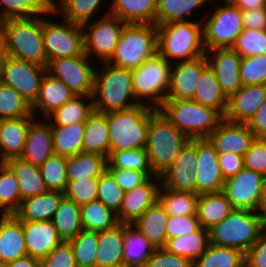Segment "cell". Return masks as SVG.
<instances>
[{
    "label": "cell",
    "instance_id": "db71d44e",
    "mask_svg": "<svg viewBox=\"0 0 266 267\" xmlns=\"http://www.w3.org/2000/svg\"><path fill=\"white\" fill-rule=\"evenodd\" d=\"M123 195V189L115 182L112 174L106 169L98 177L97 200L117 214L123 203Z\"/></svg>",
    "mask_w": 266,
    "mask_h": 267
},
{
    "label": "cell",
    "instance_id": "8fae6325",
    "mask_svg": "<svg viewBox=\"0 0 266 267\" xmlns=\"http://www.w3.org/2000/svg\"><path fill=\"white\" fill-rule=\"evenodd\" d=\"M44 18L42 17V35L47 63L53 59L84 53L82 25L64 19L63 22H55L47 19L46 14Z\"/></svg>",
    "mask_w": 266,
    "mask_h": 267
},
{
    "label": "cell",
    "instance_id": "e7e4bbea",
    "mask_svg": "<svg viewBox=\"0 0 266 267\" xmlns=\"http://www.w3.org/2000/svg\"><path fill=\"white\" fill-rule=\"evenodd\" d=\"M115 179V182L127 192L135 187L144 184L150 177L140 171L125 169H107Z\"/></svg>",
    "mask_w": 266,
    "mask_h": 267
},
{
    "label": "cell",
    "instance_id": "816d5d0a",
    "mask_svg": "<svg viewBox=\"0 0 266 267\" xmlns=\"http://www.w3.org/2000/svg\"><path fill=\"white\" fill-rule=\"evenodd\" d=\"M69 243L77 267H96L97 232L83 229Z\"/></svg>",
    "mask_w": 266,
    "mask_h": 267
},
{
    "label": "cell",
    "instance_id": "a7ac6f4b",
    "mask_svg": "<svg viewBox=\"0 0 266 267\" xmlns=\"http://www.w3.org/2000/svg\"><path fill=\"white\" fill-rule=\"evenodd\" d=\"M244 29L266 30V6L252 10H242Z\"/></svg>",
    "mask_w": 266,
    "mask_h": 267
},
{
    "label": "cell",
    "instance_id": "ba28073f",
    "mask_svg": "<svg viewBox=\"0 0 266 267\" xmlns=\"http://www.w3.org/2000/svg\"><path fill=\"white\" fill-rule=\"evenodd\" d=\"M160 110L189 139L207 138L224 119L217 110L194 100L165 101Z\"/></svg>",
    "mask_w": 266,
    "mask_h": 267
},
{
    "label": "cell",
    "instance_id": "3957f363",
    "mask_svg": "<svg viewBox=\"0 0 266 267\" xmlns=\"http://www.w3.org/2000/svg\"><path fill=\"white\" fill-rule=\"evenodd\" d=\"M156 27L158 54L169 63L205 55L201 20L169 22Z\"/></svg>",
    "mask_w": 266,
    "mask_h": 267
},
{
    "label": "cell",
    "instance_id": "6da1fadb",
    "mask_svg": "<svg viewBox=\"0 0 266 267\" xmlns=\"http://www.w3.org/2000/svg\"><path fill=\"white\" fill-rule=\"evenodd\" d=\"M0 45L5 55L39 66H47L42 16L0 22Z\"/></svg>",
    "mask_w": 266,
    "mask_h": 267
},
{
    "label": "cell",
    "instance_id": "11e5206c",
    "mask_svg": "<svg viewBox=\"0 0 266 267\" xmlns=\"http://www.w3.org/2000/svg\"><path fill=\"white\" fill-rule=\"evenodd\" d=\"M4 164V160L2 159L1 155H0V165Z\"/></svg>",
    "mask_w": 266,
    "mask_h": 267
},
{
    "label": "cell",
    "instance_id": "2644e50d",
    "mask_svg": "<svg viewBox=\"0 0 266 267\" xmlns=\"http://www.w3.org/2000/svg\"><path fill=\"white\" fill-rule=\"evenodd\" d=\"M6 267H40V261L27 255L7 263Z\"/></svg>",
    "mask_w": 266,
    "mask_h": 267
},
{
    "label": "cell",
    "instance_id": "603a6c76",
    "mask_svg": "<svg viewBox=\"0 0 266 267\" xmlns=\"http://www.w3.org/2000/svg\"><path fill=\"white\" fill-rule=\"evenodd\" d=\"M27 255L42 259L62 240L59 238L52 221H22Z\"/></svg>",
    "mask_w": 266,
    "mask_h": 267
},
{
    "label": "cell",
    "instance_id": "7a4b0ae2",
    "mask_svg": "<svg viewBox=\"0 0 266 267\" xmlns=\"http://www.w3.org/2000/svg\"><path fill=\"white\" fill-rule=\"evenodd\" d=\"M103 64L94 74L92 100L95 112L106 114L138 105L131 70L107 62Z\"/></svg>",
    "mask_w": 266,
    "mask_h": 267
},
{
    "label": "cell",
    "instance_id": "c3c4849f",
    "mask_svg": "<svg viewBox=\"0 0 266 267\" xmlns=\"http://www.w3.org/2000/svg\"><path fill=\"white\" fill-rule=\"evenodd\" d=\"M21 205L18 180L5 165H0V215H14Z\"/></svg>",
    "mask_w": 266,
    "mask_h": 267
},
{
    "label": "cell",
    "instance_id": "30bf717a",
    "mask_svg": "<svg viewBox=\"0 0 266 267\" xmlns=\"http://www.w3.org/2000/svg\"><path fill=\"white\" fill-rule=\"evenodd\" d=\"M222 2V5L216 4V10L209 17L205 14L201 18L206 50L232 48L244 30L242 10L231 0Z\"/></svg>",
    "mask_w": 266,
    "mask_h": 267
},
{
    "label": "cell",
    "instance_id": "5b68a950",
    "mask_svg": "<svg viewBox=\"0 0 266 267\" xmlns=\"http://www.w3.org/2000/svg\"><path fill=\"white\" fill-rule=\"evenodd\" d=\"M265 228L258 212L233 208L227 217L209 230L210 243L236 248L245 254Z\"/></svg>",
    "mask_w": 266,
    "mask_h": 267
},
{
    "label": "cell",
    "instance_id": "cb8c5ba5",
    "mask_svg": "<svg viewBox=\"0 0 266 267\" xmlns=\"http://www.w3.org/2000/svg\"><path fill=\"white\" fill-rule=\"evenodd\" d=\"M27 256L22 221L15 215H0V262Z\"/></svg>",
    "mask_w": 266,
    "mask_h": 267
},
{
    "label": "cell",
    "instance_id": "836d02e7",
    "mask_svg": "<svg viewBox=\"0 0 266 267\" xmlns=\"http://www.w3.org/2000/svg\"><path fill=\"white\" fill-rule=\"evenodd\" d=\"M109 151L110 139L107 113L94 112L85 121L82 152L99 154L107 158Z\"/></svg>",
    "mask_w": 266,
    "mask_h": 267
},
{
    "label": "cell",
    "instance_id": "2e32d148",
    "mask_svg": "<svg viewBox=\"0 0 266 267\" xmlns=\"http://www.w3.org/2000/svg\"><path fill=\"white\" fill-rule=\"evenodd\" d=\"M174 63L171 66L166 101L193 100L199 78L209 66L206 55Z\"/></svg>",
    "mask_w": 266,
    "mask_h": 267
},
{
    "label": "cell",
    "instance_id": "f6af8a7d",
    "mask_svg": "<svg viewBox=\"0 0 266 267\" xmlns=\"http://www.w3.org/2000/svg\"><path fill=\"white\" fill-rule=\"evenodd\" d=\"M80 210L84 230L100 232L119 224L117 214L99 200L81 205Z\"/></svg>",
    "mask_w": 266,
    "mask_h": 267
},
{
    "label": "cell",
    "instance_id": "d590c367",
    "mask_svg": "<svg viewBox=\"0 0 266 267\" xmlns=\"http://www.w3.org/2000/svg\"><path fill=\"white\" fill-rule=\"evenodd\" d=\"M193 100L203 106L217 110L224 117L228 106V98L222 92L217 77L210 66L202 72Z\"/></svg>",
    "mask_w": 266,
    "mask_h": 267
},
{
    "label": "cell",
    "instance_id": "753ad0ef",
    "mask_svg": "<svg viewBox=\"0 0 266 267\" xmlns=\"http://www.w3.org/2000/svg\"><path fill=\"white\" fill-rule=\"evenodd\" d=\"M257 212L262 217V220H263L264 225L266 227V180H265L264 188L262 191L261 203H260V206H259Z\"/></svg>",
    "mask_w": 266,
    "mask_h": 267
},
{
    "label": "cell",
    "instance_id": "94428289",
    "mask_svg": "<svg viewBox=\"0 0 266 267\" xmlns=\"http://www.w3.org/2000/svg\"><path fill=\"white\" fill-rule=\"evenodd\" d=\"M244 168L266 176V139L256 138L244 155Z\"/></svg>",
    "mask_w": 266,
    "mask_h": 267
},
{
    "label": "cell",
    "instance_id": "7bdbcfd3",
    "mask_svg": "<svg viewBox=\"0 0 266 267\" xmlns=\"http://www.w3.org/2000/svg\"><path fill=\"white\" fill-rule=\"evenodd\" d=\"M210 1L212 0H158L156 26L169 22L189 21L191 14L197 8L204 7L203 5H207Z\"/></svg>",
    "mask_w": 266,
    "mask_h": 267
},
{
    "label": "cell",
    "instance_id": "2a66077c",
    "mask_svg": "<svg viewBox=\"0 0 266 267\" xmlns=\"http://www.w3.org/2000/svg\"><path fill=\"white\" fill-rule=\"evenodd\" d=\"M0 267H6L5 263L0 262Z\"/></svg>",
    "mask_w": 266,
    "mask_h": 267
},
{
    "label": "cell",
    "instance_id": "7c38bea8",
    "mask_svg": "<svg viewBox=\"0 0 266 267\" xmlns=\"http://www.w3.org/2000/svg\"><path fill=\"white\" fill-rule=\"evenodd\" d=\"M82 25L84 32V52L91 60L95 57L101 60V63L107 62L113 55L122 29L127 24L119 17L105 12L103 17ZM95 55V56H94ZM94 56V59L93 57Z\"/></svg>",
    "mask_w": 266,
    "mask_h": 267
},
{
    "label": "cell",
    "instance_id": "44dd1931",
    "mask_svg": "<svg viewBox=\"0 0 266 267\" xmlns=\"http://www.w3.org/2000/svg\"><path fill=\"white\" fill-rule=\"evenodd\" d=\"M266 101V84L242 86L228 98L224 119L234 123H248Z\"/></svg>",
    "mask_w": 266,
    "mask_h": 267
},
{
    "label": "cell",
    "instance_id": "4fadbf2b",
    "mask_svg": "<svg viewBox=\"0 0 266 267\" xmlns=\"http://www.w3.org/2000/svg\"><path fill=\"white\" fill-rule=\"evenodd\" d=\"M85 54L48 61L46 70L51 76L60 79L75 95L92 97L95 67Z\"/></svg>",
    "mask_w": 266,
    "mask_h": 267
},
{
    "label": "cell",
    "instance_id": "ee69618b",
    "mask_svg": "<svg viewBox=\"0 0 266 267\" xmlns=\"http://www.w3.org/2000/svg\"><path fill=\"white\" fill-rule=\"evenodd\" d=\"M193 267H245V254L236 248L209 243Z\"/></svg>",
    "mask_w": 266,
    "mask_h": 267
},
{
    "label": "cell",
    "instance_id": "003e7915",
    "mask_svg": "<svg viewBox=\"0 0 266 267\" xmlns=\"http://www.w3.org/2000/svg\"><path fill=\"white\" fill-rule=\"evenodd\" d=\"M221 174L225 179L235 176L244 168V156L231 153L218 154Z\"/></svg>",
    "mask_w": 266,
    "mask_h": 267
},
{
    "label": "cell",
    "instance_id": "d6a6232c",
    "mask_svg": "<svg viewBox=\"0 0 266 267\" xmlns=\"http://www.w3.org/2000/svg\"><path fill=\"white\" fill-rule=\"evenodd\" d=\"M232 209L231 202L222 191L198 195L196 214L200 226L204 229L210 230L220 223L231 213Z\"/></svg>",
    "mask_w": 266,
    "mask_h": 267
},
{
    "label": "cell",
    "instance_id": "be15d7a7",
    "mask_svg": "<svg viewBox=\"0 0 266 267\" xmlns=\"http://www.w3.org/2000/svg\"><path fill=\"white\" fill-rule=\"evenodd\" d=\"M197 139H189L181 148L176 160L168 170L193 172L197 164Z\"/></svg>",
    "mask_w": 266,
    "mask_h": 267
},
{
    "label": "cell",
    "instance_id": "89a4df30",
    "mask_svg": "<svg viewBox=\"0 0 266 267\" xmlns=\"http://www.w3.org/2000/svg\"><path fill=\"white\" fill-rule=\"evenodd\" d=\"M247 124L256 138L266 139V101Z\"/></svg>",
    "mask_w": 266,
    "mask_h": 267
},
{
    "label": "cell",
    "instance_id": "680465c9",
    "mask_svg": "<svg viewBox=\"0 0 266 267\" xmlns=\"http://www.w3.org/2000/svg\"><path fill=\"white\" fill-rule=\"evenodd\" d=\"M39 261L40 267H77L71 244L65 241Z\"/></svg>",
    "mask_w": 266,
    "mask_h": 267
},
{
    "label": "cell",
    "instance_id": "8c879c8a",
    "mask_svg": "<svg viewBox=\"0 0 266 267\" xmlns=\"http://www.w3.org/2000/svg\"><path fill=\"white\" fill-rule=\"evenodd\" d=\"M241 10H252L266 6V0H231Z\"/></svg>",
    "mask_w": 266,
    "mask_h": 267
},
{
    "label": "cell",
    "instance_id": "277c9868",
    "mask_svg": "<svg viewBox=\"0 0 266 267\" xmlns=\"http://www.w3.org/2000/svg\"><path fill=\"white\" fill-rule=\"evenodd\" d=\"M188 140L160 109L152 110L146 150L156 176H161L171 167Z\"/></svg>",
    "mask_w": 266,
    "mask_h": 267
},
{
    "label": "cell",
    "instance_id": "8d00e7d4",
    "mask_svg": "<svg viewBox=\"0 0 266 267\" xmlns=\"http://www.w3.org/2000/svg\"><path fill=\"white\" fill-rule=\"evenodd\" d=\"M59 238L69 242L83 230L80 206L64 196L52 218Z\"/></svg>",
    "mask_w": 266,
    "mask_h": 267
},
{
    "label": "cell",
    "instance_id": "f5cc1de1",
    "mask_svg": "<svg viewBox=\"0 0 266 267\" xmlns=\"http://www.w3.org/2000/svg\"><path fill=\"white\" fill-rule=\"evenodd\" d=\"M232 49L241 57L266 54V30L244 29Z\"/></svg>",
    "mask_w": 266,
    "mask_h": 267
},
{
    "label": "cell",
    "instance_id": "bcb514c9",
    "mask_svg": "<svg viewBox=\"0 0 266 267\" xmlns=\"http://www.w3.org/2000/svg\"><path fill=\"white\" fill-rule=\"evenodd\" d=\"M107 169H125L146 173L149 177H155L149 162L146 148L109 151L107 157Z\"/></svg>",
    "mask_w": 266,
    "mask_h": 267
},
{
    "label": "cell",
    "instance_id": "1f68e13d",
    "mask_svg": "<svg viewBox=\"0 0 266 267\" xmlns=\"http://www.w3.org/2000/svg\"><path fill=\"white\" fill-rule=\"evenodd\" d=\"M123 267H145L155 247L133 224H124Z\"/></svg>",
    "mask_w": 266,
    "mask_h": 267
},
{
    "label": "cell",
    "instance_id": "6125c7cd",
    "mask_svg": "<svg viewBox=\"0 0 266 267\" xmlns=\"http://www.w3.org/2000/svg\"><path fill=\"white\" fill-rule=\"evenodd\" d=\"M145 267H193V262L188 258L171 253L165 248H158L147 260Z\"/></svg>",
    "mask_w": 266,
    "mask_h": 267
},
{
    "label": "cell",
    "instance_id": "34e18365",
    "mask_svg": "<svg viewBox=\"0 0 266 267\" xmlns=\"http://www.w3.org/2000/svg\"><path fill=\"white\" fill-rule=\"evenodd\" d=\"M4 57H5V54L2 51V47L0 45V83H1L2 64H3V61H4Z\"/></svg>",
    "mask_w": 266,
    "mask_h": 267
},
{
    "label": "cell",
    "instance_id": "74e56055",
    "mask_svg": "<svg viewBox=\"0 0 266 267\" xmlns=\"http://www.w3.org/2000/svg\"><path fill=\"white\" fill-rule=\"evenodd\" d=\"M209 243V230L200 227L190 234L167 239L164 248L195 262L206 251Z\"/></svg>",
    "mask_w": 266,
    "mask_h": 267
},
{
    "label": "cell",
    "instance_id": "6f0895ef",
    "mask_svg": "<svg viewBox=\"0 0 266 267\" xmlns=\"http://www.w3.org/2000/svg\"><path fill=\"white\" fill-rule=\"evenodd\" d=\"M161 185L170 190L188 191L196 194V172L167 170L161 176Z\"/></svg>",
    "mask_w": 266,
    "mask_h": 267
},
{
    "label": "cell",
    "instance_id": "ffe728a7",
    "mask_svg": "<svg viewBox=\"0 0 266 267\" xmlns=\"http://www.w3.org/2000/svg\"><path fill=\"white\" fill-rule=\"evenodd\" d=\"M161 177H150L144 184L124 192L123 203L117 213L119 223L133 224L151 205L158 201Z\"/></svg>",
    "mask_w": 266,
    "mask_h": 267
},
{
    "label": "cell",
    "instance_id": "8992f818",
    "mask_svg": "<svg viewBox=\"0 0 266 267\" xmlns=\"http://www.w3.org/2000/svg\"><path fill=\"white\" fill-rule=\"evenodd\" d=\"M152 110L149 106L138 104L107 113L110 151L146 148Z\"/></svg>",
    "mask_w": 266,
    "mask_h": 267
},
{
    "label": "cell",
    "instance_id": "83f0119b",
    "mask_svg": "<svg viewBox=\"0 0 266 267\" xmlns=\"http://www.w3.org/2000/svg\"><path fill=\"white\" fill-rule=\"evenodd\" d=\"M65 193L47 191L21 202L14 214L20 221H51Z\"/></svg>",
    "mask_w": 266,
    "mask_h": 267
},
{
    "label": "cell",
    "instance_id": "d4e9b609",
    "mask_svg": "<svg viewBox=\"0 0 266 267\" xmlns=\"http://www.w3.org/2000/svg\"><path fill=\"white\" fill-rule=\"evenodd\" d=\"M35 119L20 117L0 120V155L4 161L21 156L28 129Z\"/></svg>",
    "mask_w": 266,
    "mask_h": 267
},
{
    "label": "cell",
    "instance_id": "60d3db41",
    "mask_svg": "<svg viewBox=\"0 0 266 267\" xmlns=\"http://www.w3.org/2000/svg\"><path fill=\"white\" fill-rule=\"evenodd\" d=\"M55 155L74 156L82 152L85 123L67 126H51Z\"/></svg>",
    "mask_w": 266,
    "mask_h": 267
},
{
    "label": "cell",
    "instance_id": "ac0fdd59",
    "mask_svg": "<svg viewBox=\"0 0 266 267\" xmlns=\"http://www.w3.org/2000/svg\"><path fill=\"white\" fill-rule=\"evenodd\" d=\"M207 139L218 154L231 153L244 156L256 137L247 123H234L223 119Z\"/></svg>",
    "mask_w": 266,
    "mask_h": 267
},
{
    "label": "cell",
    "instance_id": "03108f58",
    "mask_svg": "<svg viewBox=\"0 0 266 267\" xmlns=\"http://www.w3.org/2000/svg\"><path fill=\"white\" fill-rule=\"evenodd\" d=\"M245 267H266V228L251 249L245 253Z\"/></svg>",
    "mask_w": 266,
    "mask_h": 267
},
{
    "label": "cell",
    "instance_id": "f35d334b",
    "mask_svg": "<svg viewBox=\"0 0 266 267\" xmlns=\"http://www.w3.org/2000/svg\"><path fill=\"white\" fill-rule=\"evenodd\" d=\"M107 169V158L94 153H78L67 157L66 173L68 181L89 177H99Z\"/></svg>",
    "mask_w": 266,
    "mask_h": 267
},
{
    "label": "cell",
    "instance_id": "7402d4cb",
    "mask_svg": "<svg viewBox=\"0 0 266 267\" xmlns=\"http://www.w3.org/2000/svg\"><path fill=\"white\" fill-rule=\"evenodd\" d=\"M47 122V123H46ZM54 154L53 135L50 123L37 118L30 124L26 143L19 158L40 167Z\"/></svg>",
    "mask_w": 266,
    "mask_h": 267
},
{
    "label": "cell",
    "instance_id": "ab89813d",
    "mask_svg": "<svg viewBox=\"0 0 266 267\" xmlns=\"http://www.w3.org/2000/svg\"><path fill=\"white\" fill-rule=\"evenodd\" d=\"M104 0H51V8L64 20L83 25L93 21V15Z\"/></svg>",
    "mask_w": 266,
    "mask_h": 267
},
{
    "label": "cell",
    "instance_id": "9f6ffc18",
    "mask_svg": "<svg viewBox=\"0 0 266 267\" xmlns=\"http://www.w3.org/2000/svg\"><path fill=\"white\" fill-rule=\"evenodd\" d=\"M98 177L68 181L65 196L81 206L97 200Z\"/></svg>",
    "mask_w": 266,
    "mask_h": 267
},
{
    "label": "cell",
    "instance_id": "b9f144b4",
    "mask_svg": "<svg viewBox=\"0 0 266 267\" xmlns=\"http://www.w3.org/2000/svg\"><path fill=\"white\" fill-rule=\"evenodd\" d=\"M0 7V22L39 17L42 14L55 15L51 8V0H0Z\"/></svg>",
    "mask_w": 266,
    "mask_h": 267
},
{
    "label": "cell",
    "instance_id": "4dcf8cb0",
    "mask_svg": "<svg viewBox=\"0 0 266 267\" xmlns=\"http://www.w3.org/2000/svg\"><path fill=\"white\" fill-rule=\"evenodd\" d=\"M169 214L159 201L151 205L134 223L149 242L156 248L166 245V223Z\"/></svg>",
    "mask_w": 266,
    "mask_h": 267
},
{
    "label": "cell",
    "instance_id": "484cf974",
    "mask_svg": "<svg viewBox=\"0 0 266 267\" xmlns=\"http://www.w3.org/2000/svg\"><path fill=\"white\" fill-rule=\"evenodd\" d=\"M76 96L60 79L46 72L36 101L31 105L32 113L37 119H44L54 110ZM36 112V113H35ZM40 112V114H38ZM38 114V116H36Z\"/></svg>",
    "mask_w": 266,
    "mask_h": 267
},
{
    "label": "cell",
    "instance_id": "681fc988",
    "mask_svg": "<svg viewBox=\"0 0 266 267\" xmlns=\"http://www.w3.org/2000/svg\"><path fill=\"white\" fill-rule=\"evenodd\" d=\"M35 117L29 104L12 87L0 83V120Z\"/></svg>",
    "mask_w": 266,
    "mask_h": 267
},
{
    "label": "cell",
    "instance_id": "5bb4252c",
    "mask_svg": "<svg viewBox=\"0 0 266 267\" xmlns=\"http://www.w3.org/2000/svg\"><path fill=\"white\" fill-rule=\"evenodd\" d=\"M46 72L44 66L5 55L2 64L1 83L12 87L32 105L38 97Z\"/></svg>",
    "mask_w": 266,
    "mask_h": 267
},
{
    "label": "cell",
    "instance_id": "f907efd6",
    "mask_svg": "<svg viewBox=\"0 0 266 267\" xmlns=\"http://www.w3.org/2000/svg\"><path fill=\"white\" fill-rule=\"evenodd\" d=\"M66 161L67 157L53 154L39 167L48 191L62 193L66 191L68 185Z\"/></svg>",
    "mask_w": 266,
    "mask_h": 267
},
{
    "label": "cell",
    "instance_id": "11a10c76",
    "mask_svg": "<svg viewBox=\"0 0 266 267\" xmlns=\"http://www.w3.org/2000/svg\"><path fill=\"white\" fill-rule=\"evenodd\" d=\"M241 86L266 84V54L241 57Z\"/></svg>",
    "mask_w": 266,
    "mask_h": 267
},
{
    "label": "cell",
    "instance_id": "52a82bcc",
    "mask_svg": "<svg viewBox=\"0 0 266 267\" xmlns=\"http://www.w3.org/2000/svg\"><path fill=\"white\" fill-rule=\"evenodd\" d=\"M157 53L156 25L127 23L122 29L112 57L107 63L132 70Z\"/></svg>",
    "mask_w": 266,
    "mask_h": 267
},
{
    "label": "cell",
    "instance_id": "9a60e30c",
    "mask_svg": "<svg viewBox=\"0 0 266 267\" xmlns=\"http://www.w3.org/2000/svg\"><path fill=\"white\" fill-rule=\"evenodd\" d=\"M266 176L243 168L235 176L225 179L222 192L233 208L258 211Z\"/></svg>",
    "mask_w": 266,
    "mask_h": 267
},
{
    "label": "cell",
    "instance_id": "e575fe53",
    "mask_svg": "<svg viewBox=\"0 0 266 267\" xmlns=\"http://www.w3.org/2000/svg\"><path fill=\"white\" fill-rule=\"evenodd\" d=\"M85 100L87 101L85 102ZM94 112L92 97L76 95L45 119L51 126H67L74 123H85Z\"/></svg>",
    "mask_w": 266,
    "mask_h": 267
},
{
    "label": "cell",
    "instance_id": "f546056e",
    "mask_svg": "<svg viewBox=\"0 0 266 267\" xmlns=\"http://www.w3.org/2000/svg\"><path fill=\"white\" fill-rule=\"evenodd\" d=\"M158 0H113L109 13L126 23L154 24Z\"/></svg>",
    "mask_w": 266,
    "mask_h": 267
},
{
    "label": "cell",
    "instance_id": "e0dca14e",
    "mask_svg": "<svg viewBox=\"0 0 266 267\" xmlns=\"http://www.w3.org/2000/svg\"><path fill=\"white\" fill-rule=\"evenodd\" d=\"M197 154L196 194L221 192L225 180L220 171L218 153L207 138L197 139Z\"/></svg>",
    "mask_w": 266,
    "mask_h": 267
},
{
    "label": "cell",
    "instance_id": "4316f807",
    "mask_svg": "<svg viewBox=\"0 0 266 267\" xmlns=\"http://www.w3.org/2000/svg\"><path fill=\"white\" fill-rule=\"evenodd\" d=\"M124 224L97 232L96 267H123Z\"/></svg>",
    "mask_w": 266,
    "mask_h": 267
},
{
    "label": "cell",
    "instance_id": "91938a15",
    "mask_svg": "<svg viewBox=\"0 0 266 267\" xmlns=\"http://www.w3.org/2000/svg\"><path fill=\"white\" fill-rule=\"evenodd\" d=\"M197 215H169L166 223L167 239L190 234L200 228Z\"/></svg>",
    "mask_w": 266,
    "mask_h": 267
},
{
    "label": "cell",
    "instance_id": "d6986e66",
    "mask_svg": "<svg viewBox=\"0 0 266 267\" xmlns=\"http://www.w3.org/2000/svg\"><path fill=\"white\" fill-rule=\"evenodd\" d=\"M208 65L214 71L222 92L229 98L241 86V56L232 48L211 49L205 53Z\"/></svg>",
    "mask_w": 266,
    "mask_h": 267
},
{
    "label": "cell",
    "instance_id": "7dc6e473",
    "mask_svg": "<svg viewBox=\"0 0 266 267\" xmlns=\"http://www.w3.org/2000/svg\"><path fill=\"white\" fill-rule=\"evenodd\" d=\"M198 194L188 191L170 190L161 185L158 201L169 215H197Z\"/></svg>",
    "mask_w": 266,
    "mask_h": 267
},
{
    "label": "cell",
    "instance_id": "f1b7e54d",
    "mask_svg": "<svg viewBox=\"0 0 266 267\" xmlns=\"http://www.w3.org/2000/svg\"><path fill=\"white\" fill-rule=\"evenodd\" d=\"M4 164L12 171L18 180L21 202L27 198L44 194L48 191L45 187L39 167L21 158L5 160Z\"/></svg>",
    "mask_w": 266,
    "mask_h": 267
},
{
    "label": "cell",
    "instance_id": "9c48e42d",
    "mask_svg": "<svg viewBox=\"0 0 266 267\" xmlns=\"http://www.w3.org/2000/svg\"><path fill=\"white\" fill-rule=\"evenodd\" d=\"M171 66L172 63L157 53L138 68L131 70L133 91L139 104L153 109L163 106L167 99Z\"/></svg>",
    "mask_w": 266,
    "mask_h": 267
}]
</instances>
